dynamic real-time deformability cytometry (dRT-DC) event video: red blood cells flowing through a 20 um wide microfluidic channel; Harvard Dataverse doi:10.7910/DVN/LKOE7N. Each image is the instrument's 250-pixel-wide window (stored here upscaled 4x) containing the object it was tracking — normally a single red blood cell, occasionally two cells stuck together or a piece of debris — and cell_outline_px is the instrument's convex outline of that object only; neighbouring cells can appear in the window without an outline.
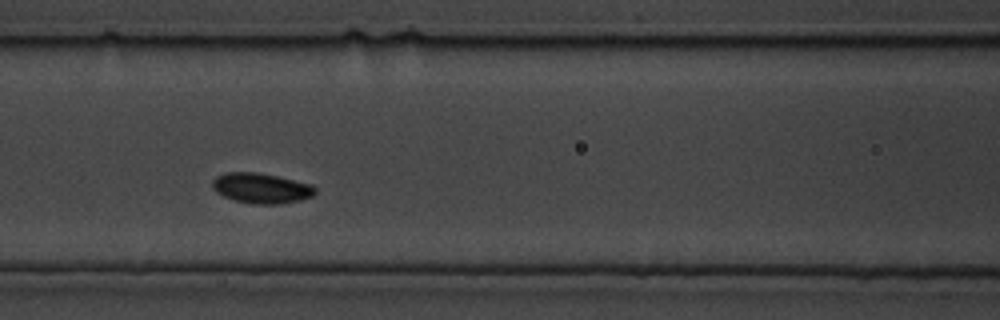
{"species": "common noctule bat (a hibernating species)", "species_latin": "Nyctalus noctula", "temperature_condition": "cold", "stored_images_in_passage": 13, "camera_frame_rate_fps": 3000, "um_per_image_px": 0.085, "animal": {"sex": "male", "body_mass_g": 19.5, "forearm_length_mm": 54.6}, "frame": {"image": 1, "passage_image": 6, "time_ms": 1.667, "image_size_px": [1000, 320], "cell_outline_px": [[316, 192], [312, 196], [300, 200], [276, 204], [252, 204], [232, 200], [216, 192], [212, 188], [212, 180], [216, 176], [224, 172], [260, 172], [312, 184], [316, 188]], "centroid_in_image_um": [22.18, 15.98], "position_along_channel_um": 144.4, "area_um2": 18.32}}
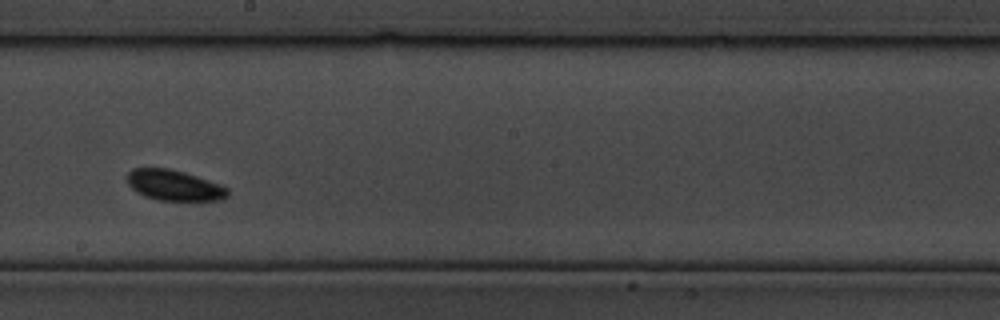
{"frame": {"image": 2, "passage_image": 10, "time_ms": 3.0, "image_size_px": [1000, 320], "cell_outline_px": [[228, 196], [220, 200], [156, 200], [144, 196], [136, 192], [128, 184], [128, 172], [132, 168], [168, 168], [184, 172], [220, 184], [228, 188]], "centroid_in_image_um": [14.79, 15.75], "position_along_channel_um": 233.4, "area_um2": 17.86}}
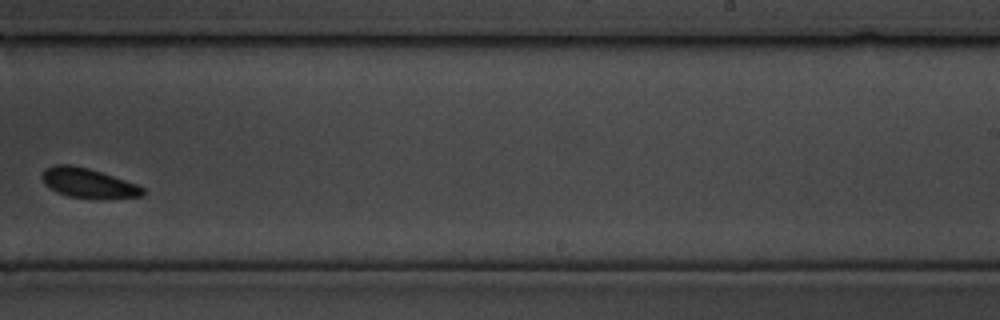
{"frame": {"image": 3, "passage_image": 12, "time_ms": 3.667, "image_size_px": [1000, 320], "cell_outline_px": [[144, 196], [104, 200], [96, 200], [68, 196], [56, 192], [44, 184], [44, 168], [52, 164], [68, 164], [88, 168], [136, 184], [144, 188]], "centroid_in_image_um": [7.52, 15.59], "position_along_channel_um": 281.5, "area_um2": 17.63}}